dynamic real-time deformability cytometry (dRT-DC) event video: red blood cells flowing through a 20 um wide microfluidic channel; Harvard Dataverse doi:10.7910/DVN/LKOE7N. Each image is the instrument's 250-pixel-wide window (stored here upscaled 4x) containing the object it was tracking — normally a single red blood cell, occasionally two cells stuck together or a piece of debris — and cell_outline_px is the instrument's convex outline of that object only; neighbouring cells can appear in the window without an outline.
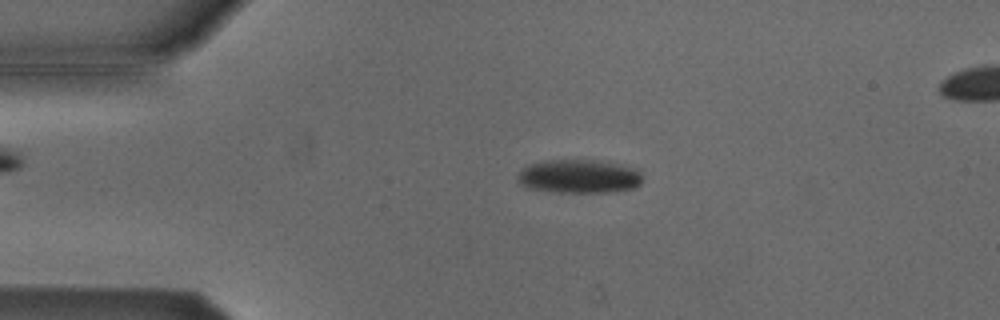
{"species": "Egyptian fruit bat (a non-hibernating species)", "species_latin": "Rousettus aegyptiacus", "temperature_condition": "cold", "stored_images_in_passage": 14, "camera_frame_rate_fps": 3000, "um_per_image_px": 0.085, "animal": {"sex": "male"}, "frame": {"image": 1, "passage_image": 8, "time_ms": 2.333, "image_size_px": [1000, 320], "cell_outline_px": [[640, 184], [636, 188], [608, 192], [556, 192], [528, 188], [520, 184], [516, 180], [516, 176], [524, 168], [532, 164], [548, 160], [596, 160], [624, 164], [636, 168], [640, 172]], "centroid_in_image_um": [49.24, 14.99], "position_along_channel_um": 35.8, "area_um2": 24.57}}
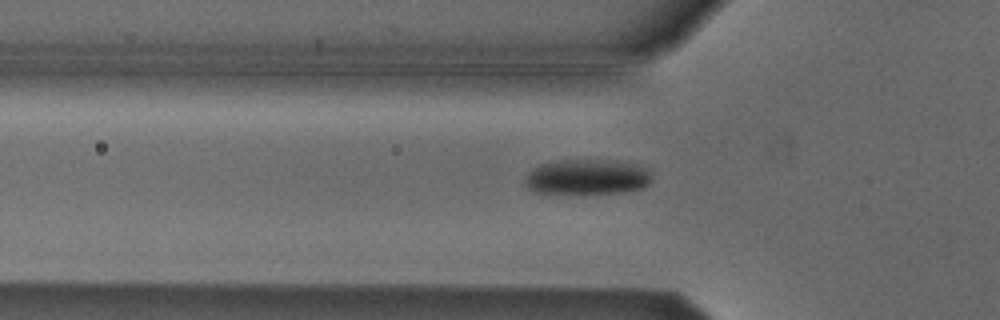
{"frame": {"image": 2, "passage_image": 14, "time_ms": 4.333, "image_size_px": [1000, 320], "cell_outline_px": [[652, 180], [648, 184], [640, 188], [624, 192], [584, 196], [536, 192], [528, 188], [524, 180], [524, 176], [532, 168], [540, 164], [552, 160], [616, 160], [636, 164], [644, 168], [652, 176]], "centroid_in_image_um": [49.85, 15.07], "position_along_channel_um": 75.9, "area_um2": 27.11}}